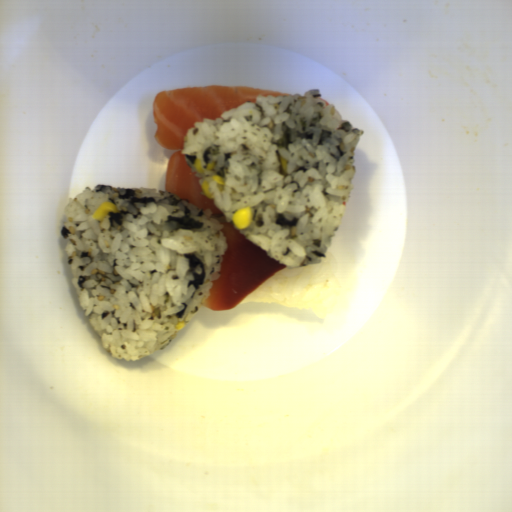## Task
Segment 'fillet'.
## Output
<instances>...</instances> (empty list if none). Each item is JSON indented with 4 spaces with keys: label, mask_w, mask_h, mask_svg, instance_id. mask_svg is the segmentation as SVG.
Returning a JSON list of instances; mask_svg holds the SVG:
<instances>
[{
    "label": "fillet",
    "mask_w": 512,
    "mask_h": 512,
    "mask_svg": "<svg viewBox=\"0 0 512 512\" xmlns=\"http://www.w3.org/2000/svg\"><path fill=\"white\" fill-rule=\"evenodd\" d=\"M257 94L273 97L290 94L249 86L205 85L156 93L152 112L156 124L154 138L164 149L174 151L168 161L163 191L173 193L201 210L210 209L223 226L227 248L222 254L221 277L213 281L210 293L200 307L211 311L235 308L277 272L288 267L267 255L247 240L232 223L225 221L223 211L207 197L199 179L185 156L184 140L189 128L204 119L221 118V114L244 102L256 103Z\"/></svg>",
    "instance_id": "25842a12"
}]
</instances>
